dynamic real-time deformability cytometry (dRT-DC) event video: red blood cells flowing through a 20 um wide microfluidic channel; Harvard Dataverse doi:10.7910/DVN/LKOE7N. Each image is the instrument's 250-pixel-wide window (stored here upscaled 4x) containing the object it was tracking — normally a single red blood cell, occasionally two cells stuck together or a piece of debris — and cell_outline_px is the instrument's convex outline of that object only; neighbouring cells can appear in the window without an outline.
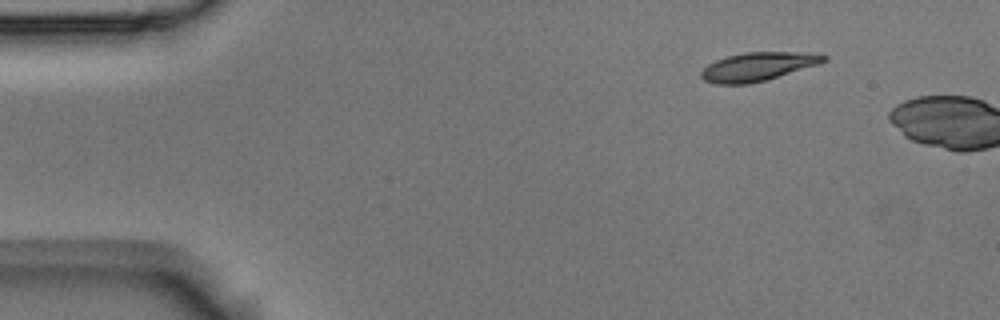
{"species": "Egyptian fruit bat (a non-hibernating species)", "species_latin": "Rousettus aegyptiacus", "temperature_condition": "room temperature", "stored_images_in_passage": 4, "camera_frame_rate_fps": 3000, "um_per_image_px": 0.085, "animal": {"sex": "male"}, "frame": {"image": 1, "passage_image": 1, "time_ms": 0.0, "image_size_px": [1000, 320], "cell_outline_px": [[828, 60], [816, 64], [764, 80], [748, 84], [716, 84], [704, 80], [700, 76], [700, 72], [708, 64], [716, 60], [728, 56], [744, 52], [820, 52], [828, 56]], "centroid_in_image_um": [64.42, 5.64], "position_along_channel_um": 20.6, "area_um2": 20.23}}